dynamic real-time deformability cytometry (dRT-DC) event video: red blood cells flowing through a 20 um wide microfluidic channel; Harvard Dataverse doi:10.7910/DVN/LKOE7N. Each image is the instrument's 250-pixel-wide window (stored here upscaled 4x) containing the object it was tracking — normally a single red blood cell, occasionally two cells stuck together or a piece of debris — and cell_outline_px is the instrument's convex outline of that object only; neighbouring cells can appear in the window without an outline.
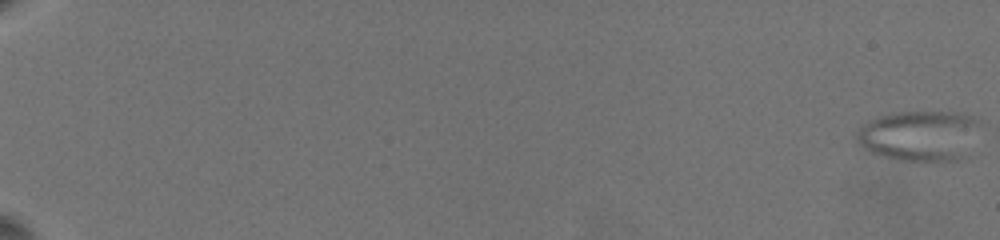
{"species": "common noctule bat (a hibernating species)", "species_latin": "Nyctalus noctula", "temperature_condition": "warm", "stored_images_in_passage": 71, "camera_frame_rate_fps": 3000, "um_per_image_px": 0.085, "animal": {"sex": "female", "body_mass_g": 19.5, "forearm_length_mm": 54.1}, "frame": {"image": 1, "passage_image": 1, "time_ms": 0.0, "image_size_px": [1000, 240], "cell_outline_px": [[980, 124], [960, 156], [956, 160], [896, 160], [868, 152], [856, 140], [856, 132], [868, 120], [876, 116], [892, 112], [956, 112], [976, 116], [980, 120]], "centroid_in_image_um": [78.05, 11.49], "position_along_channel_um": 6.9, "area_um2": 35.78}}
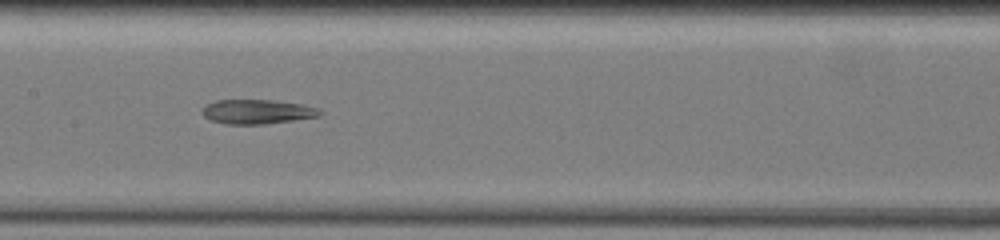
{"frame": {"image": 2, "passage_image": 49, "time_ms": 12.0, "image_size_px": [1000, 240], "cell_outline_px": [[324, 112], [320, 116], [264, 124], [224, 124], [212, 120], [204, 116], [200, 112], [200, 108], [204, 104], [216, 100], [276, 100], [304, 104], [320, 108]], "centroid_in_image_um": [21.86, 9.48], "position_along_channel_um": 185.5, "area_um2": 17.05}}
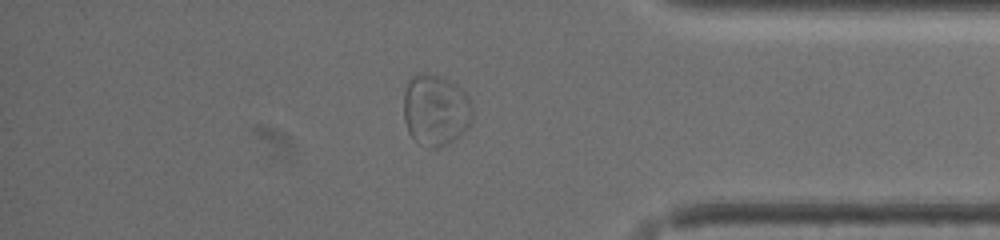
{"frame": {"image": 3, "passage_image": 65, "time_ms": 18.333, "image_size_px": [1000, 240], "cell_outline_px": [[472, 116], [468, 128], [448, 144], [436, 148], [428, 148], [416, 140], [408, 132], [404, 120], [404, 92], [408, 80], [412, 76], [424, 72], [448, 80], [456, 84], [468, 96], [472, 104]], "centroid_in_image_um": [37.02, 9.36], "position_along_channel_um": 398.2, "area_um2": 28.61}}